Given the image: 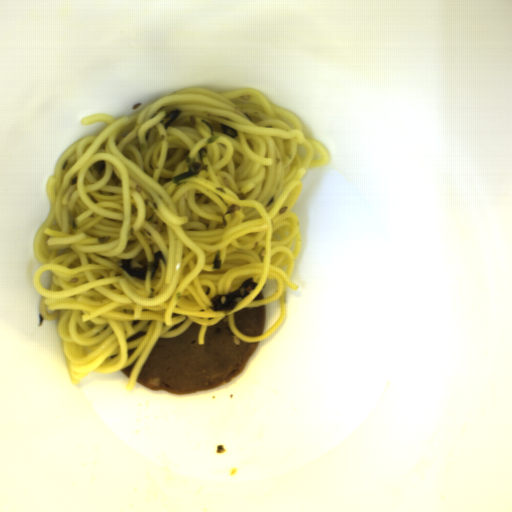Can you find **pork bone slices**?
<instances>
[{"label": "pork bone slices", "instance_id": "obj_3", "mask_svg": "<svg viewBox=\"0 0 512 512\" xmlns=\"http://www.w3.org/2000/svg\"><path fill=\"white\" fill-rule=\"evenodd\" d=\"M135 361H136V359L129 366L124 367L121 370H119L128 379H130V377H131V374H132V371H133V368L135 365Z\"/></svg>", "mask_w": 512, "mask_h": 512}, {"label": "pork bone slices", "instance_id": "obj_4", "mask_svg": "<svg viewBox=\"0 0 512 512\" xmlns=\"http://www.w3.org/2000/svg\"><path fill=\"white\" fill-rule=\"evenodd\" d=\"M146 335L145 332H142V331H138L136 332L134 335H132L131 337H129L128 339H126V342H129V341H132V340H135V339H138L142 336Z\"/></svg>", "mask_w": 512, "mask_h": 512}, {"label": "pork bone slices", "instance_id": "obj_1", "mask_svg": "<svg viewBox=\"0 0 512 512\" xmlns=\"http://www.w3.org/2000/svg\"><path fill=\"white\" fill-rule=\"evenodd\" d=\"M192 321L178 337L157 338L136 380L153 392L190 395L216 389L243 374L261 341L246 342L227 322L206 327Z\"/></svg>", "mask_w": 512, "mask_h": 512}, {"label": "pork bone slices", "instance_id": "obj_5", "mask_svg": "<svg viewBox=\"0 0 512 512\" xmlns=\"http://www.w3.org/2000/svg\"><path fill=\"white\" fill-rule=\"evenodd\" d=\"M260 300H265L262 291L259 294H257L252 301L255 302Z\"/></svg>", "mask_w": 512, "mask_h": 512}, {"label": "pork bone slices", "instance_id": "obj_2", "mask_svg": "<svg viewBox=\"0 0 512 512\" xmlns=\"http://www.w3.org/2000/svg\"><path fill=\"white\" fill-rule=\"evenodd\" d=\"M266 304L242 308L233 313L234 326L238 332L248 336H261L264 330Z\"/></svg>", "mask_w": 512, "mask_h": 512}]
</instances>
